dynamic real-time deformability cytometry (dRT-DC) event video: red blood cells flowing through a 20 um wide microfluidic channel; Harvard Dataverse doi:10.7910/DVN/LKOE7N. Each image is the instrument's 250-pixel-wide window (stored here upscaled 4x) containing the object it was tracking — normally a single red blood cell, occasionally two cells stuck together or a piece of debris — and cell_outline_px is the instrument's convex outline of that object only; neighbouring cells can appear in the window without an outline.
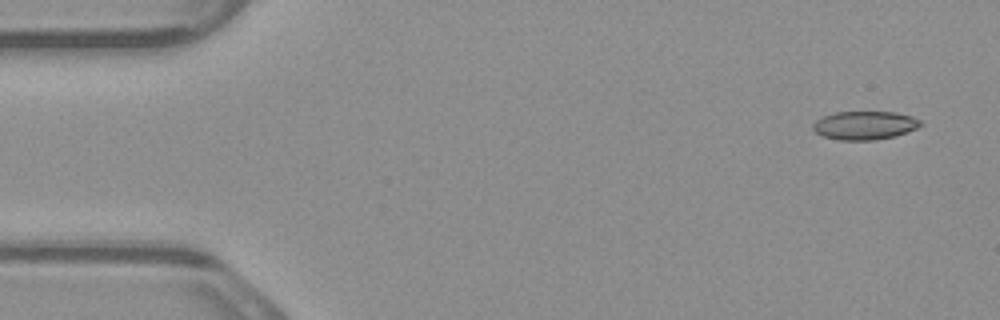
{"species": "common noctule bat (a hibernating species)", "species_latin": "Nyctalus noctula", "temperature_condition": "warm", "stored_images_in_passage": 5, "camera_frame_rate_fps": 3000, "um_per_image_px": 0.085, "animal": {"sex": "male", "body_mass_g": 23.1, "forearm_length_mm": 52.7}, "frame": {"image": 1, "passage_image": 1, "time_ms": 0.0, "image_size_px": [1000, 320], "cell_outline_px": [[924, 124], [916, 128], [896, 136], [876, 140], [840, 140], [824, 136], [816, 132], [812, 128], [812, 124], [820, 116], [836, 112], [896, 112], [912, 116], [920, 120]], "centroid_in_image_um": [73.5, 10.65], "position_along_channel_um": 11.5, "area_um2": 17.98}}
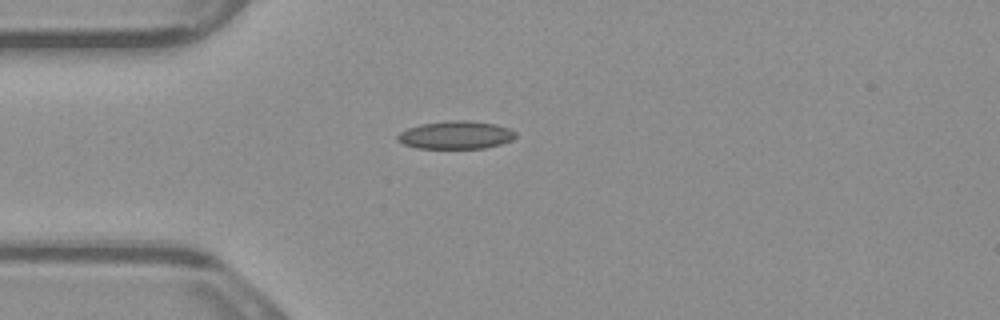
{"frame": {"image": 2, "passage_image": 4, "time_ms": 1.0, "image_size_px": [1000, 320], "cell_outline_px": [[516, 136], [512, 140], [500, 144], [484, 148], [416, 148], [404, 144], [396, 140], [396, 136], [400, 132], [408, 128], [420, 124], [448, 120], [468, 120], [496, 124], [508, 128], [516, 132]], "centroid_in_image_um": [38.73, 11.47], "position_along_channel_um": 46.3, "area_um2": 19.31}}